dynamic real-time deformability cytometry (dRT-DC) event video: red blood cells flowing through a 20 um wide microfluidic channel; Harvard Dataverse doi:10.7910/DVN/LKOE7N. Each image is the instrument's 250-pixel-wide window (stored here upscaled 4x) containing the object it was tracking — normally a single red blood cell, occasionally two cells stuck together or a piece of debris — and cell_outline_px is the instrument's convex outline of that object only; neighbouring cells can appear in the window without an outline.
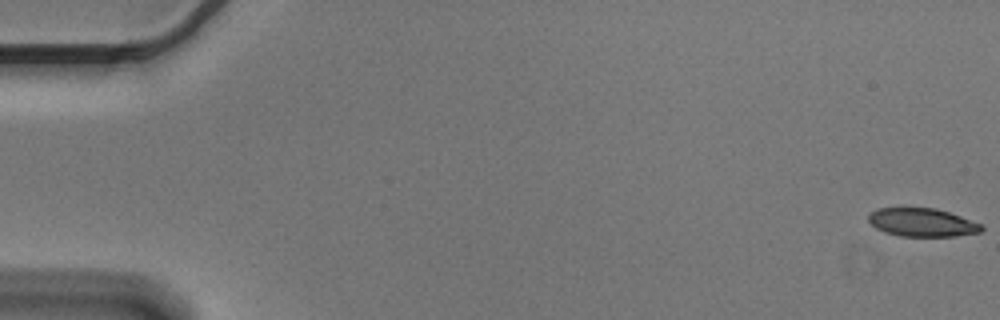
{"species": "Egyptian fruit bat (a non-hibernating species)", "species_latin": "Rousettus aegyptiacus", "temperature_condition": "cold", "stored_images_in_passage": 9, "camera_frame_rate_fps": 3000, "um_per_image_px": 0.085, "animal": {"sex": "male"}, "frame": {"image": 1, "passage_image": 1, "time_ms": 0.0, "image_size_px": [1000, 320], "cell_outline_px": [[984, 228], [980, 232], [956, 236], [900, 236], [884, 232], [876, 228], [868, 220], [868, 216], [876, 208], [936, 208], [984, 224]], "centroid_in_image_um": [78.4, 18.91], "position_along_channel_um": 6.6, "area_um2": 18.67}}
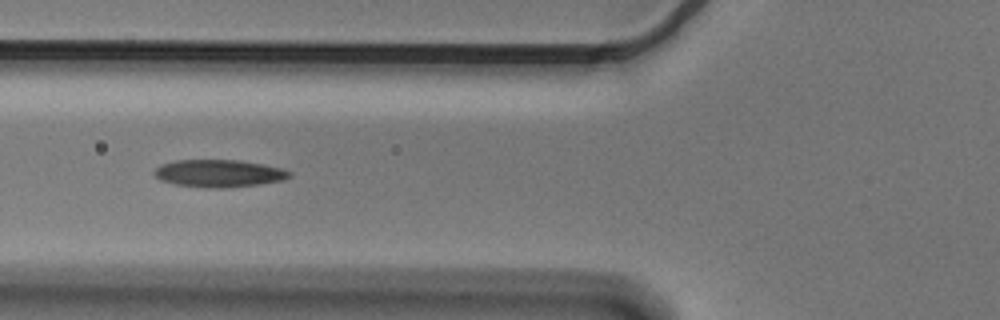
{"frame": {"image": 2, "passage_image": 7, "time_ms": 2.0, "image_size_px": [1000, 320], "cell_outline_px": [[292, 176], [284, 180], [260, 184], [224, 188], [208, 188], [176, 184], [160, 180], [152, 172], [160, 164], [176, 160], [240, 160], [264, 164], [280, 168], [292, 172]], "centroid_in_image_um": [18.62, 14.73], "position_along_channel_um": 107.2, "area_um2": 21.73}}
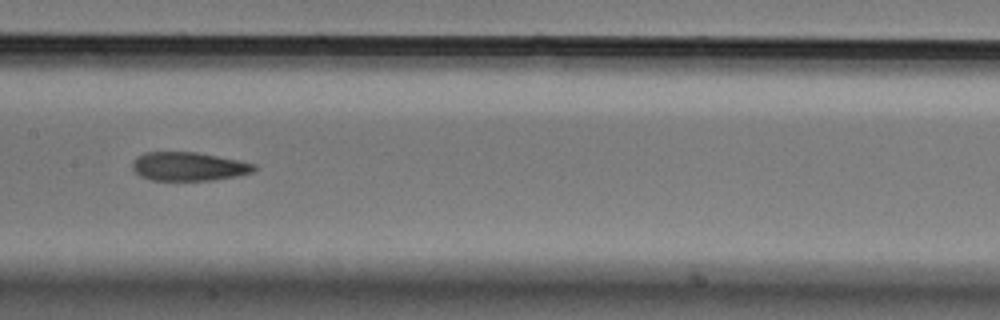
{"frame": {"image": 3, "passage_image": 9, "time_ms": 2.667, "image_size_px": [1000, 320], "cell_outline_px": [[256, 168], [252, 172], [240, 176], [212, 180], [152, 180], [140, 176], [132, 168], [132, 164], [136, 156], [144, 152], [196, 152], [256, 164]], "centroid_in_image_um": [16.02, 14.15], "position_along_channel_um": 191.4, "area_um2": 20.29}}